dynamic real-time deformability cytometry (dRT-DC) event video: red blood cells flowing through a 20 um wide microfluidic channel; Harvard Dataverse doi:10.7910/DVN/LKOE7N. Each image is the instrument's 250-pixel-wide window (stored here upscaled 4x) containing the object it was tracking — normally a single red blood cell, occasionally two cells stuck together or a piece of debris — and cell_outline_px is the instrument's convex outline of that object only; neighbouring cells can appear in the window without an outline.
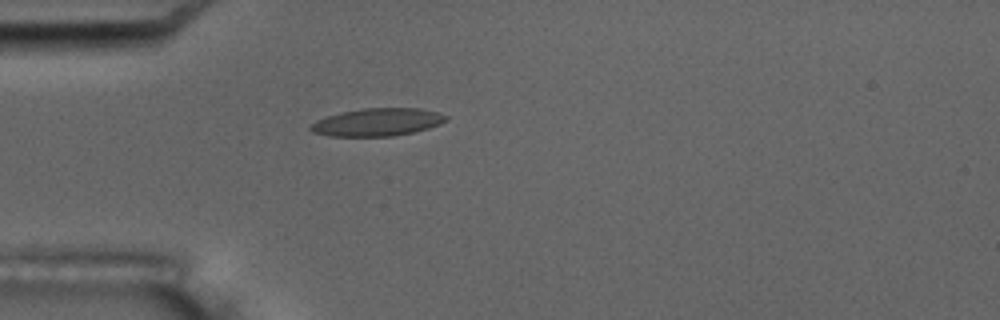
{"species": "common noctule bat (a hibernating species)", "species_latin": "Nyctalus noctula", "temperature_condition": "room temperature", "stored_images_in_passage": 2, "camera_frame_rate_fps": 3000, "um_per_image_px": 0.085, "animal": {"sex": "male", "body_mass_g": 17.5, "forearm_length_mm": 52.3}, "frame": {"image": 1, "passage_image": 2, "time_ms": 2.0, "image_size_px": [1000, 320], "cell_outline_px": [[448, 120], [440, 124], [428, 128], [412, 132], [392, 136], [328, 136], [312, 132], [308, 128], [316, 120], [340, 112], [364, 108], [420, 108], [436, 112], [448, 116]], "centroid_in_image_um": [32.07, 10.38], "position_along_channel_um": 52.9, "area_um2": 21.85}}